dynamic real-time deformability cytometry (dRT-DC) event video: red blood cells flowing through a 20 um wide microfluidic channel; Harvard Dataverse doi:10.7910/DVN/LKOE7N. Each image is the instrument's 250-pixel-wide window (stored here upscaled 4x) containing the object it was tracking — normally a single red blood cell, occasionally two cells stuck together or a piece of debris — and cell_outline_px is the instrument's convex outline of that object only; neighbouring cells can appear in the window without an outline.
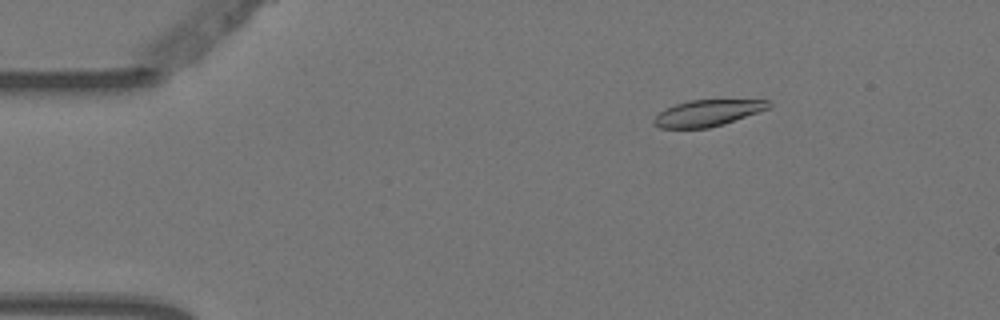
{"species": "Egyptian fruit bat (a non-hibernating species)", "species_latin": "Rousettus aegyptiacus", "temperature_condition": "warm", "stored_images_in_passage": 4, "camera_frame_rate_fps": 3000, "um_per_image_px": 0.085, "animal": {"sex": "female"}, "frame": {"image": 1, "passage_image": 2, "time_ms": 0.333, "image_size_px": [1000, 320], "cell_outline_px": [[772, 104], [768, 108], [724, 124], [708, 128], [660, 128], [652, 124], [652, 120], [664, 108], [688, 100], [768, 100]], "centroid_in_image_um": [60.09, 9.61], "position_along_channel_um": 24.9, "area_um2": 17.51}}